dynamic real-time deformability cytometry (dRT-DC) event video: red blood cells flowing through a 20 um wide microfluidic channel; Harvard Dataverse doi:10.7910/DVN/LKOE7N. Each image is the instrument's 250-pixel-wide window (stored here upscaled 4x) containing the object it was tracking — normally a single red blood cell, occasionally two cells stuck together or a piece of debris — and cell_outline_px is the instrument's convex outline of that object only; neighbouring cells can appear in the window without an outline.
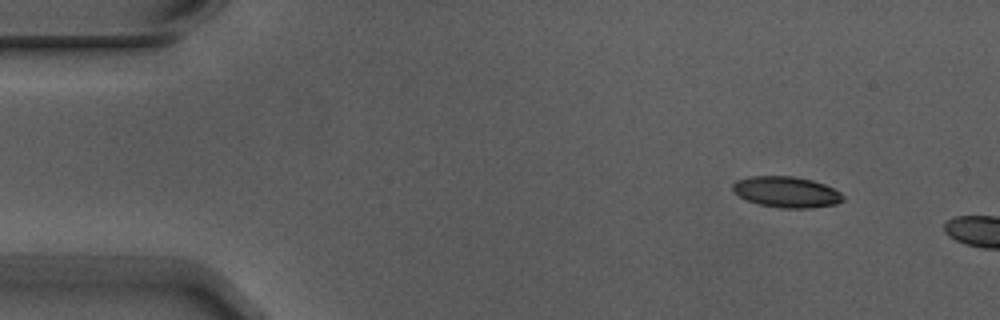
{"species": "Egyptian fruit bat (a non-hibernating species)", "species_latin": "Rousettus aegyptiacus", "temperature_condition": "warm", "stored_images_in_passage": 3, "camera_frame_rate_fps": 3000, "um_per_image_px": 0.085, "animal": {"sex": "male"}, "frame": {"image": 1, "passage_image": 1, "time_ms": 0.0, "image_size_px": [1000, 320], "cell_outline_px": [[844, 200], [836, 204], [808, 208], [780, 208], [760, 204], [748, 200], [732, 192], [732, 184], [736, 180], [752, 176], [792, 176], [812, 180], [824, 184], [840, 192], [844, 196]], "centroid_in_image_um": [66.84, 16.32], "position_along_channel_um": 18.2, "area_um2": 19.83}}